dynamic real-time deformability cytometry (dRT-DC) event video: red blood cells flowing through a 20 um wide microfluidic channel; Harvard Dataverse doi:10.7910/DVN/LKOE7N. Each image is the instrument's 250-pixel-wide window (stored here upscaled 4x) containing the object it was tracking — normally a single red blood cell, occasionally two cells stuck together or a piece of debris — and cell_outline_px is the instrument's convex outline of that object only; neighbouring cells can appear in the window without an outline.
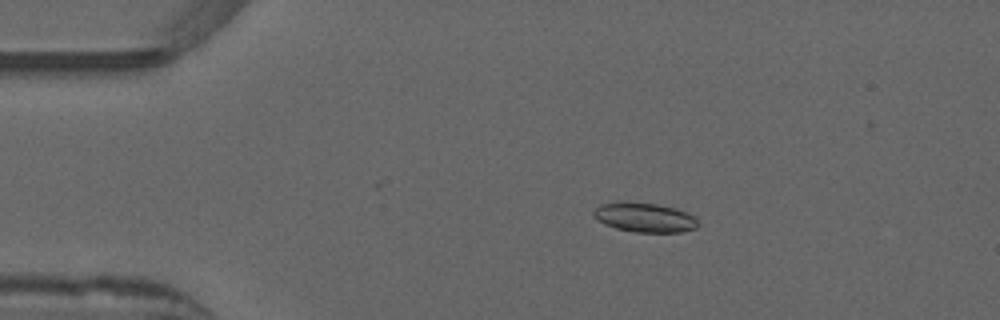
{"species": "common noctule bat (a hibernating species)", "species_latin": "Nyctalus noctula", "temperature_condition": "warm", "stored_images_in_passage": 52, "camera_frame_rate_fps": 3000, "um_per_image_px": 0.085, "animal": {"sex": "male", "forearm_length_mm": 52.5}, "frame": {"image": 1, "passage_image": 9, "time_ms": 2.667, "image_size_px": [1000, 320], "cell_outline_px": [[696, 228], [680, 232], [636, 232], [616, 228], [604, 224], [596, 220], [592, 216], [592, 212], [600, 204], [616, 200], [628, 200], [656, 204], [676, 208], [692, 216], [696, 220]], "centroid_in_image_um": [54.68, 18.45], "position_along_channel_um": 30.3, "area_um2": 18.15}}
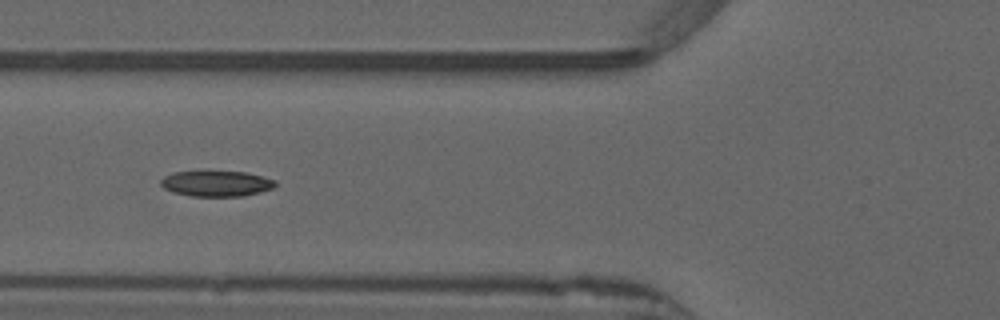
{"frame": {"image": 2, "passage_image": 19, "time_ms": 6.0, "image_size_px": [1000, 320], "cell_outline_px": [[276, 184], [272, 188], [260, 192], [244, 196], [192, 196], [172, 192], [164, 188], [160, 184], [160, 180], [164, 176], [172, 172], [244, 172], [264, 176], [276, 180]], "centroid_in_image_um": [18.39, 15.61], "position_along_channel_um": 107.4, "area_um2": 17.05}}
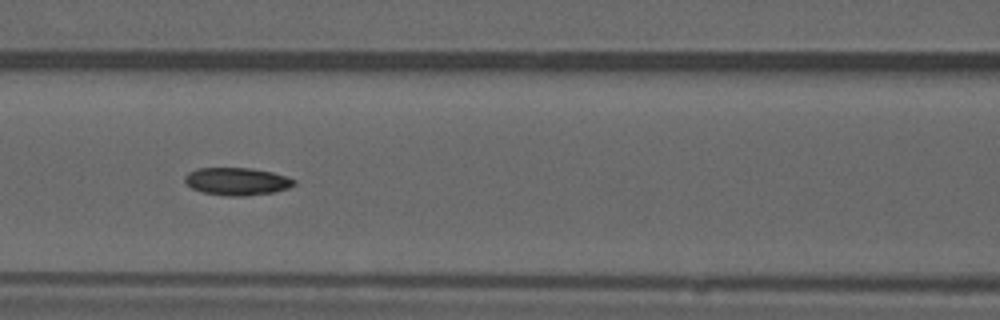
{"frame": {"image": 3, "passage_image": 22, "time_ms": 7.0, "image_size_px": [1000, 320], "cell_outline_px": [[296, 184], [288, 188], [272, 192], [244, 196], [228, 196], [204, 192], [192, 188], [184, 180], [184, 176], [188, 172], [196, 168], [252, 168], [272, 172], [296, 180]], "centroid_in_image_um": [20.13, 15.41], "position_along_channel_um": 146.5, "area_um2": 17.46}, "authors_computed_cell_mechanics": {"area_um2": 17.4267, "velocity_mm_per_s": 3.8929, "shape_relaxation_time_tau1_ms": 5.4069, "shape_relaxation_time_tau2_ms": 3.1232, "deformation_change_tau1": 0.1692, "deformation_change_tau2": 0.0812}}